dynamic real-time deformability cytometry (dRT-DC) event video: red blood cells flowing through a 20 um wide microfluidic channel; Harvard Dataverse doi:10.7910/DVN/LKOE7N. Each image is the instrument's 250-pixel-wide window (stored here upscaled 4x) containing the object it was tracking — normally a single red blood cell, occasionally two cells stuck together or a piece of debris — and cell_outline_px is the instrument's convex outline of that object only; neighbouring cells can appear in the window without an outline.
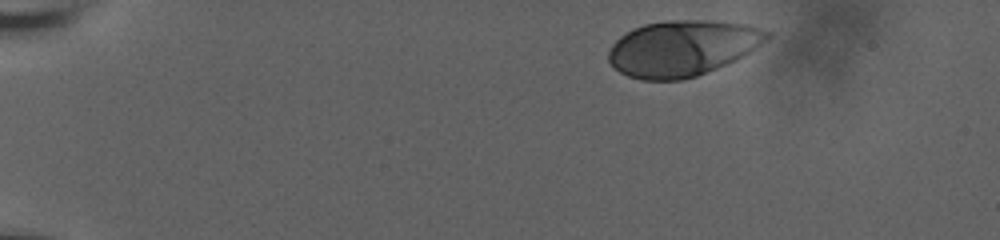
{"species": "human", "species_latin": "Homo sapiens", "temperature_condition": "room temperature", "stored_images_in_passage": 41, "camera_frame_rate_fps": 3000, "um_per_image_px": 0.085, "donor": {"sex": "male"}, "frame": {"image": 1, "passage_image": 1, "time_ms": 0.0, "image_size_px": [1000, 240], "cell_outline_px": [[772, 36], [768, 40], [756, 48], [736, 60], [728, 64], [696, 76], [684, 80], [640, 80], [628, 76], [620, 72], [608, 60], [608, 52], [612, 44], [620, 36], [632, 28], [644, 24], [668, 20], [712, 20], [748, 24], [772, 32]], "centroid_in_image_um": [58.03, 4.08], "position_along_channel_um": 27.0, "area_um2": 51.96}}
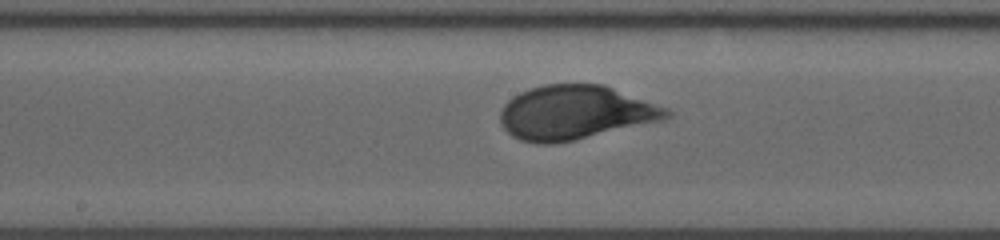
{"frame": {"image": 2, "passage_image": 24, "time_ms": 7.667, "image_size_px": [1000, 240], "cell_outline_px": [[672, 112], [668, 116], [660, 120], [576, 140], [556, 144], [536, 144], [520, 140], [512, 136], [500, 124], [500, 112], [504, 104], [512, 96], [520, 92], [544, 84], [604, 84], [668, 108]], "centroid_in_image_um": [48.85, 9.57], "position_along_channel_um": 199.4, "area_um2": 52.42}}
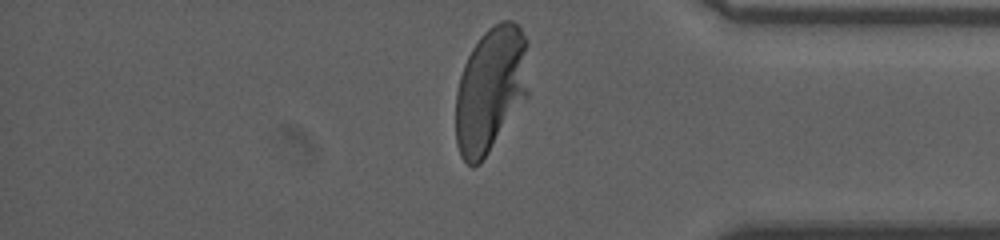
{"frame": {"image": 3, "passage_image": 41, "time_ms": 13.333, "image_size_px": [1000, 240], "cell_outline_px": [[528, 96], [480, 164], [472, 168], [460, 156], [456, 144], [456, 92], [460, 76], [464, 64], [472, 48], [480, 36], [488, 28], [500, 20], [512, 20], [520, 28], [528, 40]], "centroid_in_image_um": [41.71, 7.59], "position_along_channel_um": 393.5, "area_um2": 53.93}}